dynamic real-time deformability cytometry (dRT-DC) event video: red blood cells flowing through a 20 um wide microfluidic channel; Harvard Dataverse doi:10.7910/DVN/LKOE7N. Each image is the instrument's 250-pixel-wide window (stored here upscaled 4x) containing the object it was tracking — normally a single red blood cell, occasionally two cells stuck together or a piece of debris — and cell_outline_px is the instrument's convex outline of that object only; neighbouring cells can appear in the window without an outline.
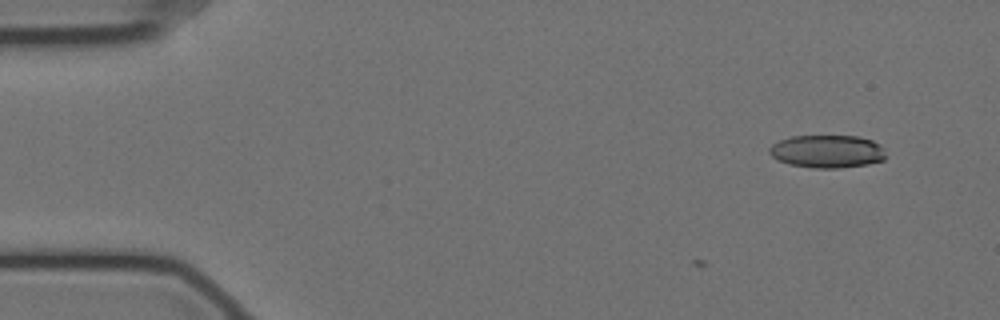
{"species": "Egyptian fruit bat (a non-hibernating species)", "species_latin": "Rousettus aegyptiacus", "temperature_condition": "cold", "stored_images_in_passage": 3, "camera_frame_rate_fps": 3000, "um_per_image_px": 0.085, "animal": {"sex": "female"}, "frame": {"image": 1, "passage_image": 3, "time_ms": 0.667, "image_size_px": [1000, 320], "cell_outline_px": [[888, 156], [884, 160], [868, 164], [840, 168], [812, 168], [788, 164], [776, 160], [768, 152], [768, 148], [772, 144], [780, 140], [792, 136], [856, 136], [872, 140], [880, 144], [884, 148]], "centroid_in_image_um": [70.33, 12.88], "position_along_channel_um": 14.7, "area_um2": 22.66}}